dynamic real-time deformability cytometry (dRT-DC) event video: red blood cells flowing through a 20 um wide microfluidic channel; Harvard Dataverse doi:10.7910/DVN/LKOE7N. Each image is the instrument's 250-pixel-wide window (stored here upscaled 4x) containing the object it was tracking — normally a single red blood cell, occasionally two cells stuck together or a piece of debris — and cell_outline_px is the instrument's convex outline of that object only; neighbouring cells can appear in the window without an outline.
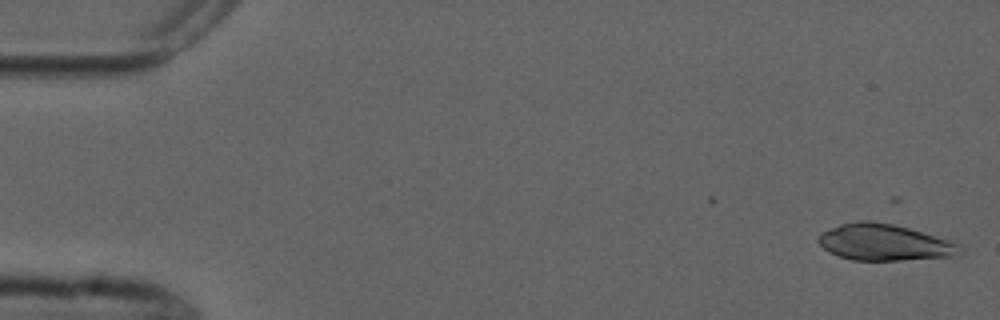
{"species": "common noctule bat (a hibernating species)", "species_latin": "Nyctalus noctula", "temperature_condition": "cold", "stored_images_in_passage": 4, "camera_frame_rate_fps": 3000, "um_per_image_px": 0.085, "animal": {"sex": "male", "forearm_length_mm": 52.5}, "frame": {"image": 1, "passage_image": 1, "time_ms": 0.0, "image_size_px": [1000, 320], "cell_outline_px": [[964, 252], [960, 256], [900, 260], [852, 260], [828, 252], [816, 240], [820, 232], [840, 224], [856, 220], [868, 220], [892, 224], [908, 228], [960, 244], [964, 248]], "centroid_in_image_um": [75.17, 20.61], "position_along_channel_um": 9.8, "area_um2": 30.17}}